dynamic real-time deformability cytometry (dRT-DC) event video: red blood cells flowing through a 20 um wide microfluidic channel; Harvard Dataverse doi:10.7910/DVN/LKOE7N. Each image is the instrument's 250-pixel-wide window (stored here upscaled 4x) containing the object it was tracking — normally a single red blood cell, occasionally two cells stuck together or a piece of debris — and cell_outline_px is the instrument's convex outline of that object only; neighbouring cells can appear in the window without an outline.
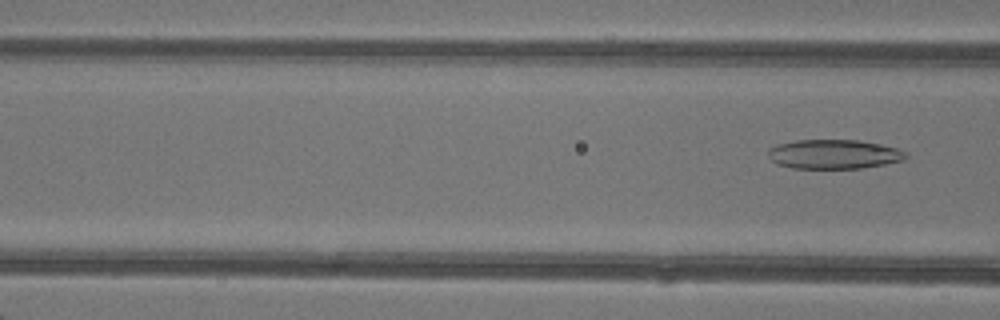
{"species": "common noctule bat (a hibernating species)", "species_latin": "Nyctalus noctula", "temperature_condition": "warm", "stored_images_in_passage": 7, "camera_frame_rate_fps": 3000, "um_per_image_px": 0.085, "animal": {"sex": "female"}, "frame": {"image": 1, "passage_image": 7, "time_ms": 7.0, "image_size_px": [1000, 320], "cell_outline_px": [[908, 156], [904, 160], [884, 164], [860, 168], [792, 168], [776, 164], [768, 156], [768, 148], [776, 144], [796, 140], [860, 140], [880, 144], [896, 148], [908, 152]], "centroid_in_image_um": [70.87, 13.1], "position_along_channel_um": 95.7, "area_um2": 23.64}}